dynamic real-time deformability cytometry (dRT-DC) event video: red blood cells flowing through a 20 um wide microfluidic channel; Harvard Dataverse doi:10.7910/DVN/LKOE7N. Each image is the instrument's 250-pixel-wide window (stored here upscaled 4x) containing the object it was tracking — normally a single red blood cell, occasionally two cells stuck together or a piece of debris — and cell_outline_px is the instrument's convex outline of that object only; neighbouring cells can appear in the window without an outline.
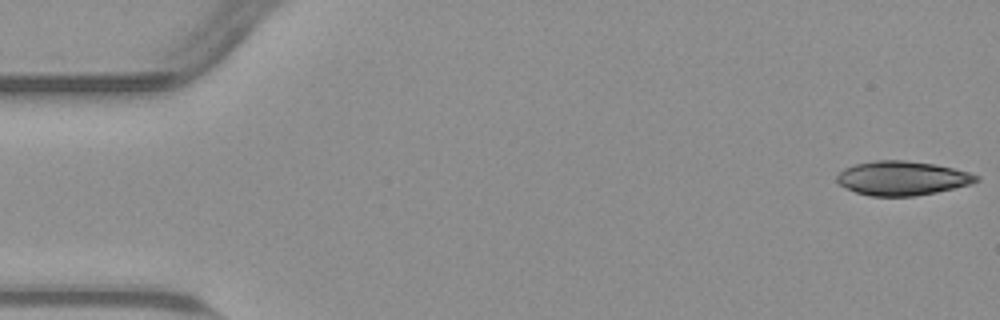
{"species": "common noctule bat (a hibernating species)", "species_latin": "Nyctalus noctula", "temperature_condition": "warm", "stored_images_in_passage": 54, "camera_frame_rate_fps": 3000, "um_per_image_px": 0.085, "animal": {"sex": "male", "body_mass_g": 23.1, "forearm_length_mm": 52.7}, "frame": {"image": 1, "passage_image": 1, "time_ms": 0.0, "image_size_px": [1000, 320], "cell_outline_px": [[980, 180], [968, 184], [936, 192], [916, 196], [868, 196], [856, 192], [840, 184], [836, 180], [836, 176], [844, 168], [856, 164], [876, 160], [904, 160], [936, 164], [968, 172], [980, 176]], "centroid_in_image_um": [76.68, 15.14], "position_along_channel_um": 8.3, "area_um2": 27.57}}